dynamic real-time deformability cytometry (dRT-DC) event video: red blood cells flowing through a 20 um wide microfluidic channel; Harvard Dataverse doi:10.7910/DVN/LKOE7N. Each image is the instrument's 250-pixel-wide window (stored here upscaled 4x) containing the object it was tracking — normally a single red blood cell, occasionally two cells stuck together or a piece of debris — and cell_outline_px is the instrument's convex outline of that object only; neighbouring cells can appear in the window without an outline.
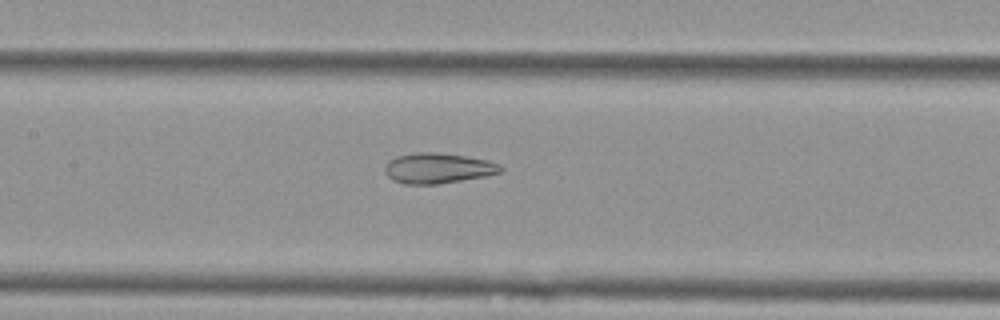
{"species": "Egyptian fruit bat (a non-hibernating species)", "species_latin": "Rousettus aegyptiacus", "temperature_condition": "cold", "stored_images_in_passage": 53, "camera_frame_rate_fps": 3000, "um_per_image_px": 0.085, "animal": {"sex": "female"}, "frame": {"image": 1, "passage_image": 25, "time_ms": 8.0, "image_size_px": [1000, 320], "cell_outline_px": [[504, 168], [500, 172], [484, 176], [436, 184], [404, 184], [392, 180], [384, 172], [384, 164], [388, 160], [396, 156], [420, 152], [432, 152], [464, 156], [488, 160], [500, 164]], "centroid_in_image_um": [37.17, 14.29], "position_along_channel_um": 170.2, "area_um2": 20.4}}
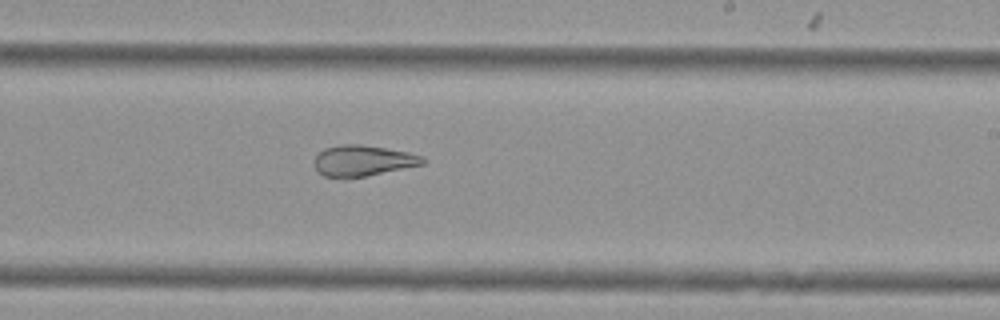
{"frame": {"image": 2, "passage_image": 32, "time_ms": 10.333, "image_size_px": [1000, 320], "cell_outline_px": [[424, 164], [344, 180], [324, 176], [312, 164], [312, 160], [324, 148], [340, 144], [360, 144], [408, 152], [424, 156]], "centroid_in_image_um": [30.78, 13.67], "position_along_channel_um": 258.2, "area_um2": 19.71}}
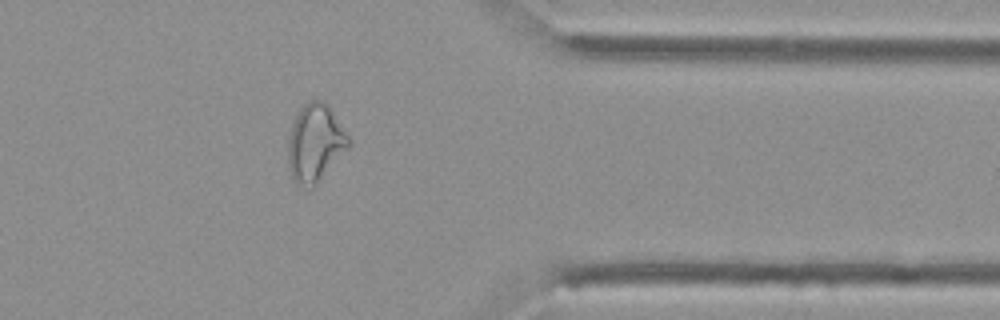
{"frame": {"image": 3, "passage_image": 43, "time_ms": 14.0, "image_size_px": [1000, 320], "cell_outline_px": [[352, 144], [316, 184], [312, 188], [296, 184], [288, 168], [288, 140], [292, 124], [300, 108], [308, 100], [320, 100], [328, 104], [352, 140]], "centroid_in_image_um": [26.8, 12.14], "position_along_channel_um": 384.6, "area_um2": 27.46}, "authors_computed_cell_mechanics": {"area_um2": 28.033, "velocity_mm_per_s": 3.7993, "shape_relaxation_time_tau1_ms": null, "shape_relaxation_time_tau2_ms": 1.7947, "deformation_change_tau1": null, "deformation_change_tau2": 0.094}}